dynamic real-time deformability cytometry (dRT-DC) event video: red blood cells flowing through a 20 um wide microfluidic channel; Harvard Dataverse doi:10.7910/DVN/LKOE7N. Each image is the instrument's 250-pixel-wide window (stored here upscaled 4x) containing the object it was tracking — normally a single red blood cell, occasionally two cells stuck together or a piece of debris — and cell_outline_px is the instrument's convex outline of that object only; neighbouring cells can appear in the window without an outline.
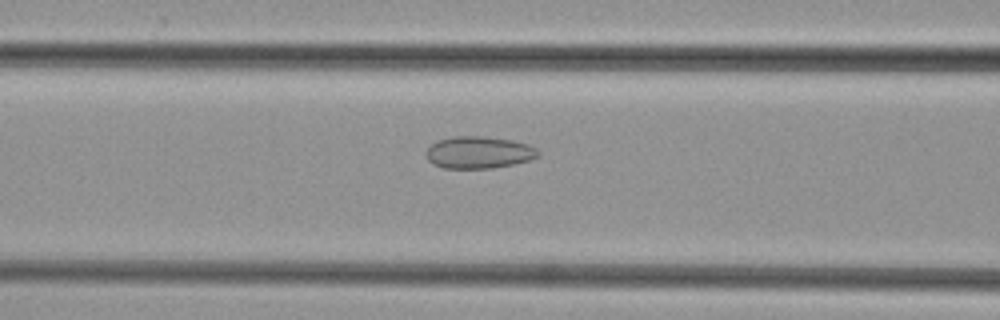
{"species": "common noctule bat (a hibernating species)", "species_latin": "Nyctalus noctula", "temperature_condition": "cold", "stored_images_in_passage": 49, "camera_frame_rate_fps": 3000, "um_per_image_px": 0.085, "animal": {"sex": "female", "body_mass_g": 29.2, "forearm_length_mm": 56.3}, "frame": {"image": 1, "passage_image": 20, "time_ms": 6.333, "image_size_px": [1000, 320], "cell_outline_px": [[540, 152], [536, 156], [528, 160], [512, 164], [492, 168], [444, 168], [432, 164], [428, 160], [424, 152], [436, 140], [452, 136], [484, 136], [512, 140], [528, 144], [536, 148]], "centroid_in_image_um": [40.64, 12.94], "position_along_channel_um": 126.0, "area_um2": 20.98}}
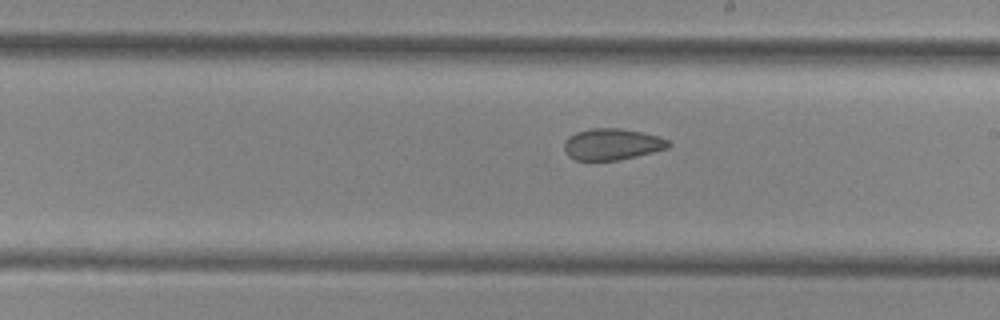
{"frame": {"image": 2, "passage_image": 28, "time_ms": 9.0, "image_size_px": [1000, 320], "cell_outline_px": [[672, 144], [668, 148], [620, 160], [576, 160], [568, 156], [564, 148], [564, 140], [568, 136], [576, 132], [592, 128], [620, 128], [660, 136], [668, 140]], "centroid_in_image_um": [52.02, 12.26], "position_along_channel_um": 237.0, "area_um2": 19.13}}
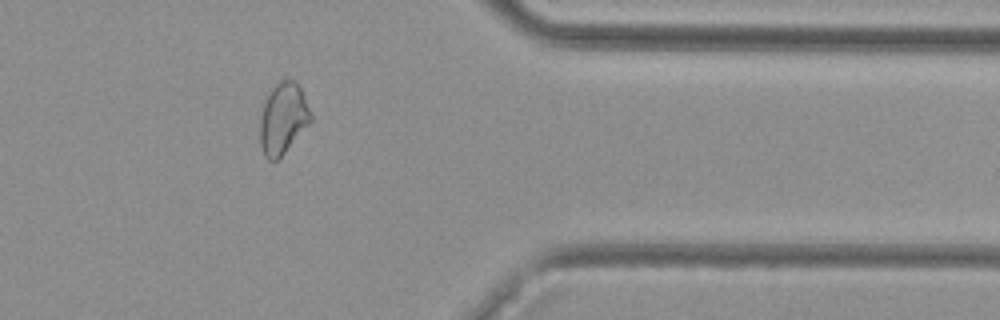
{"frame": {"image": 3, "passage_image": 40, "time_ms": 13.0, "image_size_px": [1000, 320], "cell_outline_px": [[312, 120], [284, 152], [276, 160], [268, 160], [264, 156], [260, 144], [260, 120], [264, 104], [268, 92], [280, 80], [296, 80], [304, 96], [312, 116]], "centroid_in_image_um": [24.04, 10.05], "position_along_channel_um": 387.4, "area_um2": 20.69}}